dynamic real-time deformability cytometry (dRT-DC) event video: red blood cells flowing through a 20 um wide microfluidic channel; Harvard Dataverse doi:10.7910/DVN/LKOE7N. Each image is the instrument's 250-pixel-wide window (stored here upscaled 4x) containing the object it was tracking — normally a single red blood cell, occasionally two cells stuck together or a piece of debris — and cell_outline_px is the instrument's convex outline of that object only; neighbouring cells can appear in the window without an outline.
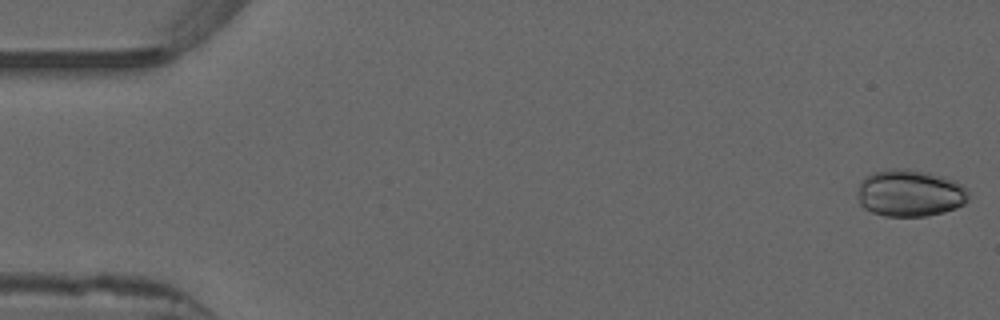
{"species": "common noctule bat (a hibernating species)", "species_latin": "Nyctalus noctula", "temperature_condition": "warm", "stored_images_in_passage": 45, "camera_frame_rate_fps": 3000, "um_per_image_px": 0.085, "animal": {"sex": "male", "forearm_length_mm": 52.5}, "frame": {"image": 1, "passage_image": 1, "time_ms": 0.0, "image_size_px": [1000, 320], "cell_outline_px": [[968, 200], [964, 204], [956, 208], [944, 212], [924, 216], [884, 216], [872, 212], [864, 208], [860, 204], [860, 184], [864, 176], [872, 172], [892, 168], [908, 168], [928, 172], [956, 180], [968, 188]], "centroid_in_image_um": [77.38, 16.4], "position_along_channel_um": 7.6, "area_um2": 30.58}}
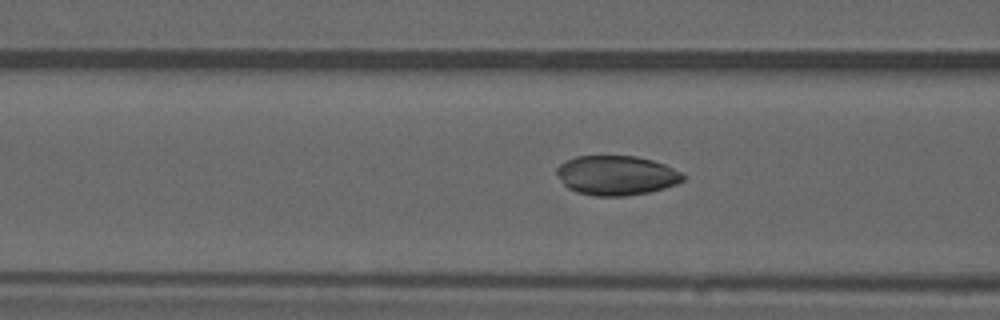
{"frame": {"image": 2, "passage_image": 20, "time_ms": 6.333, "image_size_px": [1000, 320], "cell_outline_px": [[684, 180], [676, 184], [664, 188], [648, 192], [624, 196], [592, 196], [576, 192], [568, 188], [564, 184], [556, 172], [556, 168], [564, 160], [576, 156], [636, 156], [652, 160], [664, 164], [680, 172], [684, 176]], "centroid_in_image_um": [52.36, 14.91], "position_along_channel_um": 114.2, "area_um2": 29.07}}
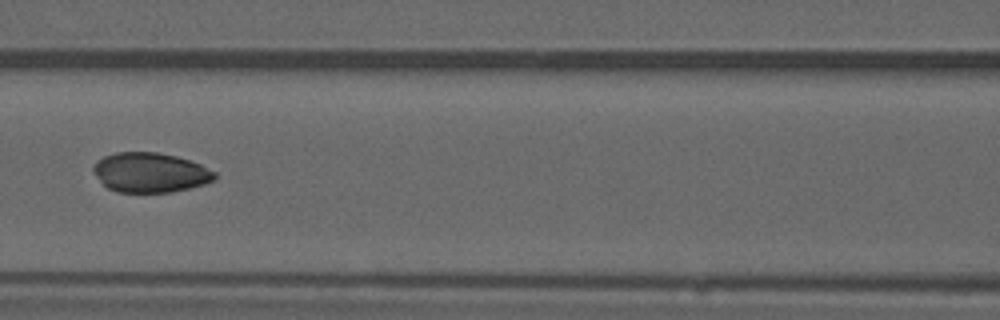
{"frame": {"image": 3, "passage_image": 23, "time_ms": 7.333, "image_size_px": [1000, 320], "cell_outline_px": [[216, 176], [212, 180], [204, 184], [172, 192], [116, 192], [108, 188], [92, 172], [92, 168], [96, 160], [104, 156], [116, 152], [156, 152], [176, 156], [200, 164], [216, 172]], "centroid_in_image_um": [12.73, 14.66], "position_along_channel_um": 153.9, "area_um2": 28.03}}